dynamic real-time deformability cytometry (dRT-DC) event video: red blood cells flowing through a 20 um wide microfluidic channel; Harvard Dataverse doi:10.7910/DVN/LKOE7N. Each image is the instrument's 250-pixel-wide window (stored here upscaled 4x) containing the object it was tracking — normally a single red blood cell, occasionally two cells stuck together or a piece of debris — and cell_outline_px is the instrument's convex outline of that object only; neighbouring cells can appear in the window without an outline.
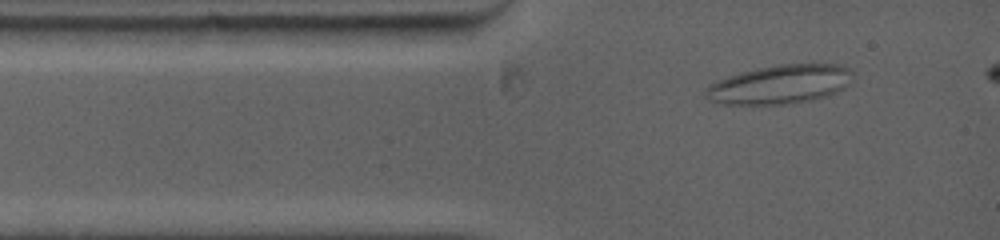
{"species": "common noctule bat (a hibernating species)", "species_latin": "Nyctalus noctula", "temperature_condition": "warm", "stored_images_in_passage": 30, "segment_of_instrument_passage": [1, 2], "camera_frame_rate_fps": 5000, "um_per_image_px": 0.085, "animal": {"sex": "female", "body_mass_g": 19.0, "forearm_length_mm": 53.3}, "frame": {"image": 1, "passage_image": 2, "time_ms": 0.8, "image_size_px": [1000, 240], "cell_outline_px": [[852, 72], [844, 88], [836, 92], [824, 96], [808, 100], [784, 104], [716, 104], [708, 100], [704, 96], [704, 88], [716, 80], [740, 72], [756, 68], [776, 64], [844, 64], [852, 68]], "centroid_in_image_um": [66.22, 7.16], "position_along_channel_um": 18.8, "area_um2": 33.47}}
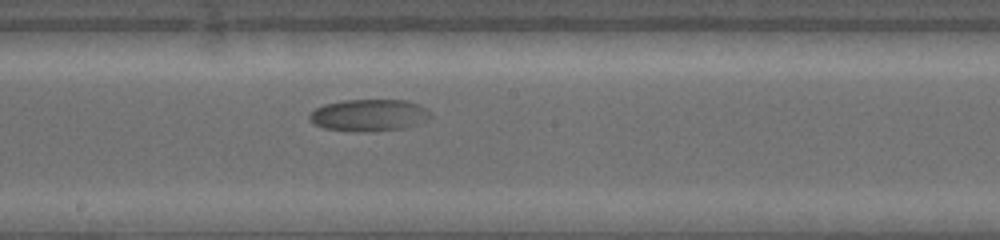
{"frame": {"image": 2, "passage_image": 16, "time_ms": 7.0, "image_size_px": [1000, 240], "cell_outline_px": [[432, 116], [428, 120], [404, 128], [368, 132], [360, 132], [324, 128], [308, 120], [308, 116], [316, 108], [324, 104], [344, 100], [408, 100], [420, 104], [428, 108], [432, 112]], "centroid_in_image_um": [31.42, 9.78], "position_along_channel_um": 216.8, "area_um2": 22.77}}
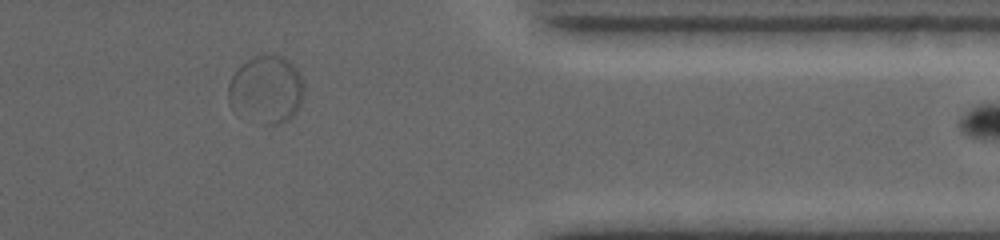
{"frame": {"image": 3, "passage_image": 27, "time_ms": 12.4, "image_size_px": [1000, 240], "cell_outline_px": [[304, 92], [300, 104], [296, 112], [288, 120], [276, 124], [264, 124], [228, 104], [228, 84], [232, 76], [252, 56], [272, 52], [276, 52], [284, 56], [296, 68], [300, 76], [304, 88]], "centroid_in_image_um": [22.67, 7.54], "position_along_channel_um": 388.7, "area_um2": 29.54}}